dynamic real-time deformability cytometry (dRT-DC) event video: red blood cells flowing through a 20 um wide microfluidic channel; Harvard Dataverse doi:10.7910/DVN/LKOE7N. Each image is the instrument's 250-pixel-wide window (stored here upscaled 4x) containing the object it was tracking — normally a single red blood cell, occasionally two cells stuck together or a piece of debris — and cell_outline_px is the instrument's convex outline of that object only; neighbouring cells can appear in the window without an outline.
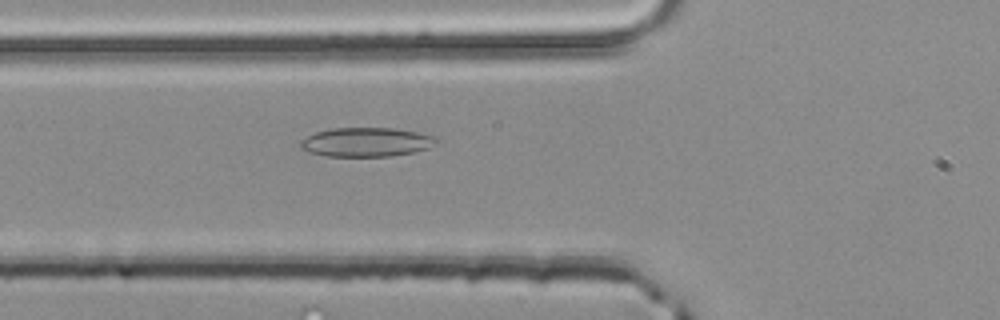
{"species": "common noctule bat (a hibernating species)", "species_latin": "Nyctalus noctula", "temperature_condition": "room temperature", "stored_images_in_passage": 5, "camera_frame_rate_fps": 3000, "um_per_image_px": 0.085, "animal": {"sex": "male", "body_mass_g": 20.4}, "frame": {"image": 1, "passage_image": 4, "time_ms": 1.0, "image_size_px": [1000, 320], "cell_outline_px": [[436, 144], [428, 148], [412, 152], [392, 156], [328, 156], [308, 152], [300, 148], [300, 140], [316, 132], [332, 128], [396, 128], [416, 132], [432, 136], [436, 140]], "centroid_in_image_um": [31.09, 12.08], "position_along_channel_um": 94.7, "area_um2": 22.89}}